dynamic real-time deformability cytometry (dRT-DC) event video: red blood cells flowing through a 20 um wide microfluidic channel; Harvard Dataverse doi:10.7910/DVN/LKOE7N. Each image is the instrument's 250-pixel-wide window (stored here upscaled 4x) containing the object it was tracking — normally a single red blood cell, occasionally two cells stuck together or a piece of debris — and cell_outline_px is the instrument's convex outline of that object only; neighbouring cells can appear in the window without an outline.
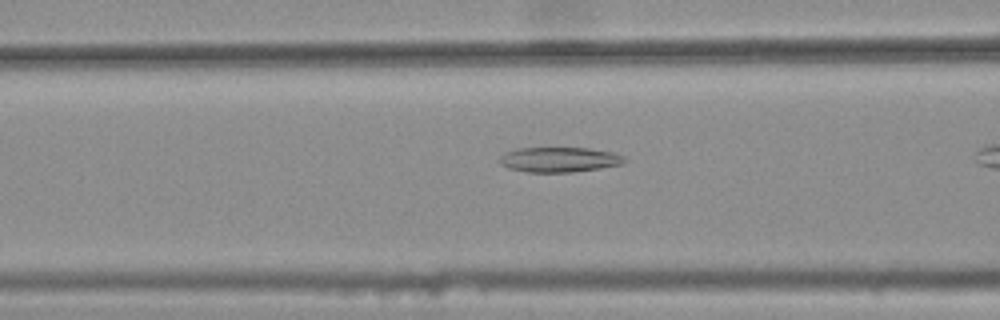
{"species": "common noctule bat (a hibernating species)", "species_latin": "Nyctalus noctula", "temperature_condition": "warm", "stored_images_in_passage": 28, "camera_frame_rate_fps": 3000, "um_per_image_px": 0.085, "animal": {"sex": "female", "body_mass_g": 25.1}, "frame": {"image": 1, "passage_image": 13, "time_ms": 4.0, "image_size_px": [1000, 320], "cell_outline_px": [[624, 160], [620, 164], [600, 168], [572, 172], [528, 172], [508, 168], [500, 164], [496, 160], [504, 152], [516, 148], [588, 148], [612, 152], [624, 156]], "centroid_in_image_um": [47.45, 13.56], "position_along_channel_um": 119.2, "area_um2": 18.21}}
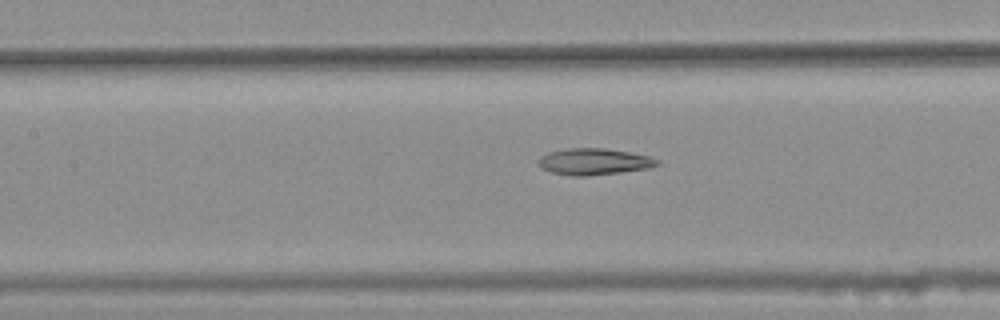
{"frame": {"image": 2, "passage_image": 16, "time_ms": 5.0, "image_size_px": [1000, 320], "cell_outline_px": [[660, 164], [648, 168], [620, 172], [588, 176], [572, 176], [552, 172], [536, 164], [536, 160], [552, 152], [568, 148], [604, 148], [628, 152], [648, 156], [660, 160]], "centroid_in_image_um": [50.51, 13.74], "position_along_channel_um": 156.9, "area_um2": 18.09}}
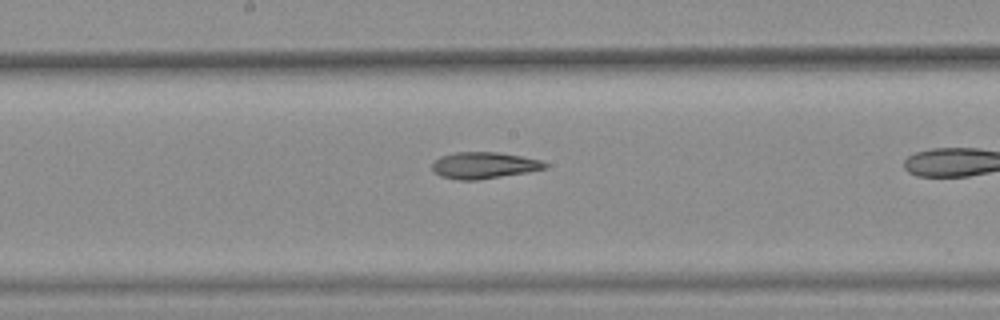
{"frame": {"image": 3, "passage_image": 20, "time_ms": 6.333, "image_size_px": [1000, 320], "cell_outline_px": [[548, 168], [528, 172], [480, 180], [460, 180], [440, 176], [432, 168], [432, 164], [440, 156], [456, 152], [500, 152], [540, 160], [548, 164]], "centroid_in_image_um": [41.16, 14.06], "position_along_channel_um": 207.0, "area_um2": 17.46}}